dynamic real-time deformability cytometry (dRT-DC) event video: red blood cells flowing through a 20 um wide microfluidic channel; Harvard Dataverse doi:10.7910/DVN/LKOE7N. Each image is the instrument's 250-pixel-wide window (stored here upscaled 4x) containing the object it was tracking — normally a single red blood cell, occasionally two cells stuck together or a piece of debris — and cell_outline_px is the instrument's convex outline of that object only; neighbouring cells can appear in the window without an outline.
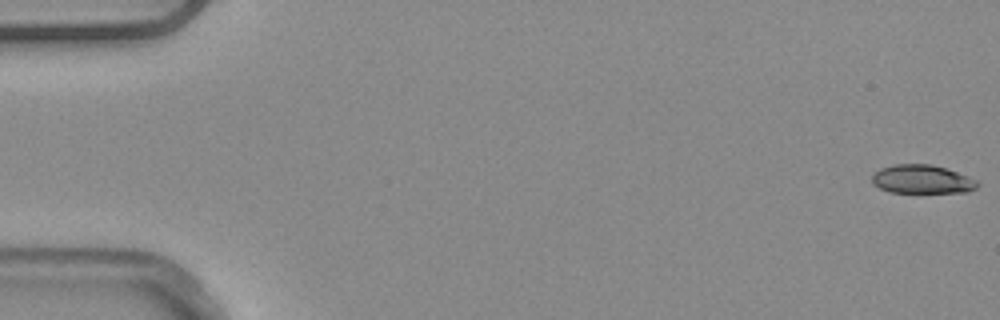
{"species": "common noctule bat (a hibernating species)", "species_latin": "Nyctalus noctula", "temperature_condition": "warm", "stored_images_in_passage": 53, "camera_frame_rate_fps": 3000, "um_per_image_px": 0.085, "animal": {"sex": "male", "body_mass_g": 20.4}, "frame": {"image": 1, "passage_image": 1, "time_ms": 0.0, "image_size_px": [1000, 320], "cell_outline_px": [[980, 184], [976, 188], [968, 192], [888, 192], [872, 184], [872, 172], [880, 168], [892, 164], [932, 164], [968, 176], [976, 180]], "centroid_in_image_um": [78.33, 15.23], "position_along_channel_um": 6.7, "area_um2": 17.69}}
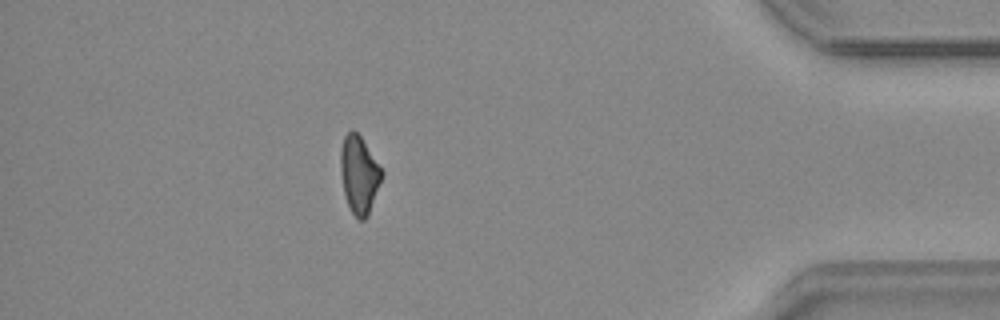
{"frame": {"image": 2, "passage_image": 47, "time_ms": 15.333, "image_size_px": [1000, 320], "cell_outline_px": [[384, 172], [368, 216], [364, 220], [360, 220], [352, 212], [348, 204], [344, 192], [340, 172], [340, 152], [344, 136], [352, 128], [360, 136]], "centroid_in_image_um": [30.52, 14.83], "position_along_channel_um": 404.7, "area_um2": 18.44}}